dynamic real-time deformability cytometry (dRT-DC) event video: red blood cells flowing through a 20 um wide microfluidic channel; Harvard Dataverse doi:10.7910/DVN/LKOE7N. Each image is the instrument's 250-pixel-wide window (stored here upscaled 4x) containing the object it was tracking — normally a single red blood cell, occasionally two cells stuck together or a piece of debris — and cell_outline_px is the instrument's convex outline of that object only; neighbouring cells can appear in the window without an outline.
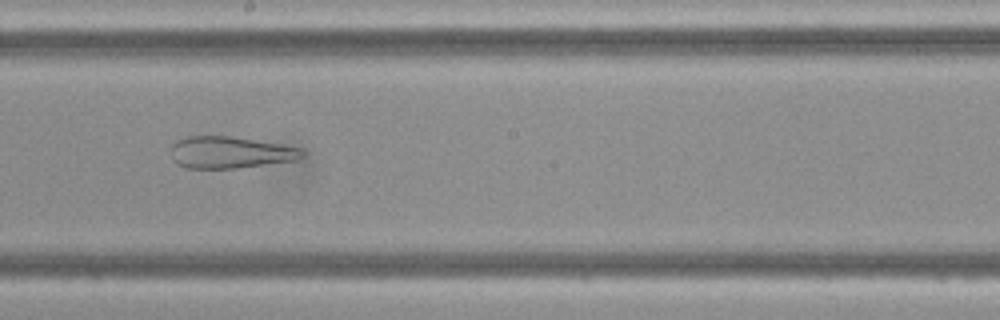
{"species": "Egyptian fruit bat (a non-hibernating species)", "species_latin": "Rousettus aegyptiacus", "temperature_condition": "cold", "stored_images_in_passage": 49, "camera_frame_rate_fps": 3000, "um_per_image_px": 0.085, "frame": {"image": 1, "passage_image": 27, "time_ms": 8.667, "image_size_px": [1000, 320], "cell_outline_px": [[304, 156], [296, 160], [236, 168], [184, 168], [176, 164], [172, 160], [172, 144], [176, 140], [184, 136], [228, 136], [304, 148]], "centroid_in_image_um": [19.53, 12.96], "position_along_channel_um": 228.7, "area_um2": 24.33}}
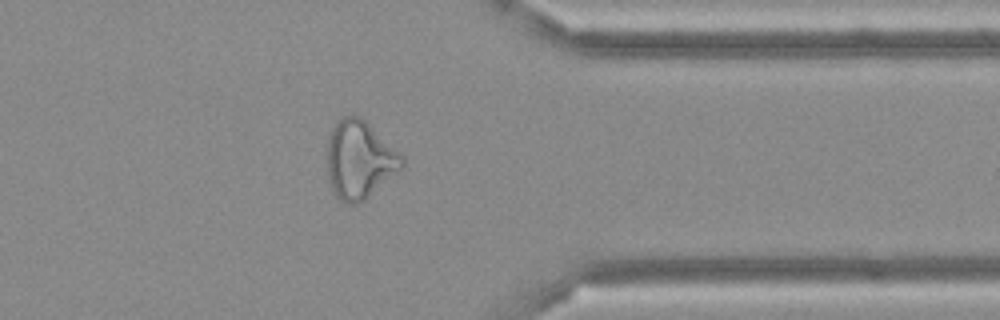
{"frame": {"image": 2, "passage_image": 39, "time_ms": 12.667, "image_size_px": [1000, 320], "cell_outline_px": [[404, 164], [400, 168], [360, 204], [348, 204], [340, 200], [332, 192], [328, 176], [324, 152], [328, 136], [332, 128], [340, 116], [360, 116], [400, 152], [404, 156]], "centroid_in_image_um": [30.49, 13.56], "position_along_channel_um": 380.9, "area_um2": 34.33}}
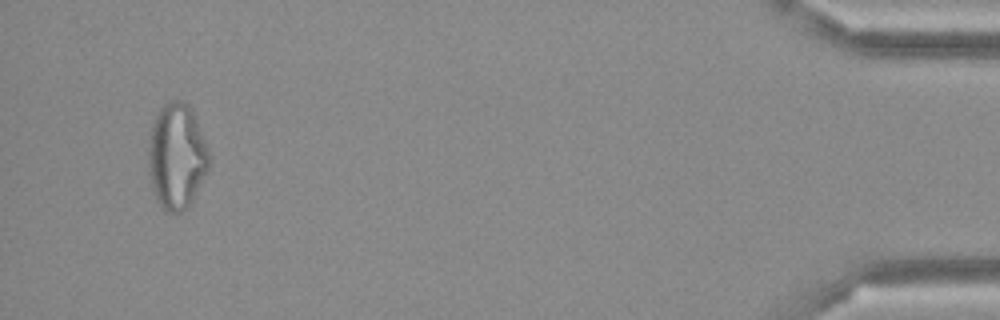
{"frame": {"image": 3, "passage_image": 47, "time_ms": 15.333, "image_size_px": [1000, 320], "cell_outline_px": [[212, 156], [208, 168], [192, 200], [180, 212], [164, 212], [160, 208], [156, 200], [152, 188], [148, 172], [148, 148], [152, 124], [160, 108], [168, 100], [180, 100], [188, 104], [192, 108]], "centroid_in_image_um": [15.01, 13.27], "position_along_channel_um": 420.2, "area_um2": 37.74}}